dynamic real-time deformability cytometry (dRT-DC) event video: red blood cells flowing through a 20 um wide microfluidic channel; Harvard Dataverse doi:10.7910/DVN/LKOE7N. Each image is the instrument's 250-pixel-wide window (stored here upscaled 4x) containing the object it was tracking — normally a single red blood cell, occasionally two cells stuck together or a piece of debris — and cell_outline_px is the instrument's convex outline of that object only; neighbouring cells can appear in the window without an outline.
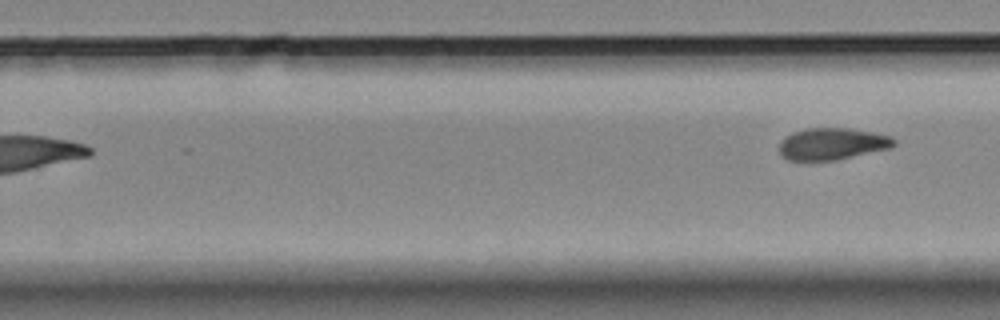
{"species": "Egyptian fruit bat (a non-hibernating species)", "species_latin": "Rousettus aegyptiacus", "temperature_condition": "room temperature", "stored_images_in_passage": 14, "segment_of_instrument_passage": [2, 2], "camera_frame_rate_fps": 3000, "um_per_image_px": 0.085, "animal": {"sex": "female"}, "frame": {"image": 1, "passage_image": 14, "time_ms": 15.667, "image_size_px": [1000, 320], "cell_outline_px": [[896, 144], [892, 148], [836, 160], [788, 160], [780, 156], [780, 140], [784, 136], [792, 132], [808, 128], [848, 128], [872, 132], [892, 136], [896, 140]], "centroid_in_image_um": [70.74, 12.22], "position_along_channel_um": 259.1, "area_um2": 21.5}}